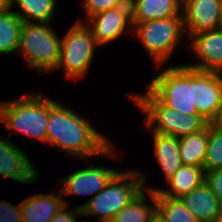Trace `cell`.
<instances>
[{
  "mask_svg": "<svg viewBox=\"0 0 222 222\" xmlns=\"http://www.w3.org/2000/svg\"><path fill=\"white\" fill-rule=\"evenodd\" d=\"M59 193L34 194L21 202L22 222H50L67 200Z\"/></svg>",
  "mask_w": 222,
  "mask_h": 222,
  "instance_id": "9a60e30c",
  "label": "cell"
},
{
  "mask_svg": "<svg viewBox=\"0 0 222 222\" xmlns=\"http://www.w3.org/2000/svg\"><path fill=\"white\" fill-rule=\"evenodd\" d=\"M117 172L118 170L115 169L103 166L94 167L93 165L79 169L61 180L63 183V188L60 189L62 196L97 194L105 188Z\"/></svg>",
  "mask_w": 222,
  "mask_h": 222,
  "instance_id": "7c38bea8",
  "label": "cell"
},
{
  "mask_svg": "<svg viewBox=\"0 0 222 222\" xmlns=\"http://www.w3.org/2000/svg\"><path fill=\"white\" fill-rule=\"evenodd\" d=\"M61 42L62 38L48 23L23 22L17 52L31 68L47 74L58 66Z\"/></svg>",
  "mask_w": 222,
  "mask_h": 222,
  "instance_id": "277c9868",
  "label": "cell"
},
{
  "mask_svg": "<svg viewBox=\"0 0 222 222\" xmlns=\"http://www.w3.org/2000/svg\"><path fill=\"white\" fill-rule=\"evenodd\" d=\"M212 222H222V210Z\"/></svg>",
  "mask_w": 222,
  "mask_h": 222,
  "instance_id": "836d02e7",
  "label": "cell"
},
{
  "mask_svg": "<svg viewBox=\"0 0 222 222\" xmlns=\"http://www.w3.org/2000/svg\"><path fill=\"white\" fill-rule=\"evenodd\" d=\"M222 29V0H221V6H220V27Z\"/></svg>",
  "mask_w": 222,
  "mask_h": 222,
  "instance_id": "e575fe53",
  "label": "cell"
},
{
  "mask_svg": "<svg viewBox=\"0 0 222 222\" xmlns=\"http://www.w3.org/2000/svg\"><path fill=\"white\" fill-rule=\"evenodd\" d=\"M20 147L0 136V175L29 184L38 181L39 172Z\"/></svg>",
  "mask_w": 222,
  "mask_h": 222,
  "instance_id": "30bf717a",
  "label": "cell"
},
{
  "mask_svg": "<svg viewBox=\"0 0 222 222\" xmlns=\"http://www.w3.org/2000/svg\"><path fill=\"white\" fill-rule=\"evenodd\" d=\"M222 167V129L213 122L208 123V145L204 158L205 172Z\"/></svg>",
  "mask_w": 222,
  "mask_h": 222,
  "instance_id": "d4e9b609",
  "label": "cell"
},
{
  "mask_svg": "<svg viewBox=\"0 0 222 222\" xmlns=\"http://www.w3.org/2000/svg\"><path fill=\"white\" fill-rule=\"evenodd\" d=\"M0 222H22L21 203L18 206L0 200Z\"/></svg>",
  "mask_w": 222,
  "mask_h": 222,
  "instance_id": "83f0119b",
  "label": "cell"
},
{
  "mask_svg": "<svg viewBox=\"0 0 222 222\" xmlns=\"http://www.w3.org/2000/svg\"><path fill=\"white\" fill-rule=\"evenodd\" d=\"M180 199L199 222H212L222 210V202L205 181Z\"/></svg>",
  "mask_w": 222,
  "mask_h": 222,
  "instance_id": "2e32d148",
  "label": "cell"
},
{
  "mask_svg": "<svg viewBox=\"0 0 222 222\" xmlns=\"http://www.w3.org/2000/svg\"><path fill=\"white\" fill-rule=\"evenodd\" d=\"M205 181L203 168L191 165H183L166 181L169 187L165 190L148 187V190L158 191L161 195L170 198H181L188 194Z\"/></svg>",
  "mask_w": 222,
  "mask_h": 222,
  "instance_id": "ac0fdd59",
  "label": "cell"
},
{
  "mask_svg": "<svg viewBox=\"0 0 222 222\" xmlns=\"http://www.w3.org/2000/svg\"><path fill=\"white\" fill-rule=\"evenodd\" d=\"M132 30L140 40L147 53L158 65V69L164 62L170 59L175 47L181 43L184 35L183 16L154 19L139 24H133Z\"/></svg>",
  "mask_w": 222,
  "mask_h": 222,
  "instance_id": "5b68a950",
  "label": "cell"
},
{
  "mask_svg": "<svg viewBox=\"0 0 222 222\" xmlns=\"http://www.w3.org/2000/svg\"><path fill=\"white\" fill-rule=\"evenodd\" d=\"M193 38V39H192ZM188 47L199 58L198 64L187 65L191 68L222 73V29L198 33L190 37Z\"/></svg>",
  "mask_w": 222,
  "mask_h": 222,
  "instance_id": "5bb4252c",
  "label": "cell"
},
{
  "mask_svg": "<svg viewBox=\"0 0 222 222\" xmlns=\"http://www.w3.org/2000/svg\"><path fill=\"white\" fill-rule=\"evenodd\" d=\"M205 182L214 195L222 202V167L205 172Z\"/></svg>",
  "mask_w": 222,
  "mask_h": 222,
  "instance_id": "f1b7e54d",
  "label": "cell"
},
{
  "mask_svg": "<svg viewBox=\"0 0 222 222\" xmlns=\"http://www.w3.org/2000/svg\"><path fill=\"white\" fill-rule=\"evenodd\" d=\"M14 3L20 8L14 12L27 23H49L57 11L56 0H10V8Z\"/></svg>",
  "mask_w": 222,
  "mask_h": 222,
  "instance_id": "44dd1931",
  "label": "cell"
},
{
  "mask_svg": "<svg viewBox=\"0 0 222 222\" xmlns=\"http://www.w3.org/2000/svg\"><path fill=\"white\" fill-rule=\"evenodd\" d=\"M132 24L182 15V0H129Z\"/></svg>",
  "mask_w": 222,
  "mask_h": 222,
  "instance_id": "e0dca14e",
  "label": "cell"
},
{
  "mask_svg": "<svg viewBox=\"0 0 222 222\" xmlns=\"http://www.w3.org/2000/svg\"><path fill=\"white\" fill-rule=\"evenodd\" d=\"M152 138L154 144L153 154L164 173L165 181H167L182 166L179 153V138L157 133H153Z\"/></svg>",
  "mask_w": 222,
  "mask_h": 222,
  "instance_id": "d6986e66",
  "label": "cell"
},
{
  "mask_svg": "<svg viewBox=\"0 0 222 222\" xmlns=\"http://www.w3.org/2000/svg\"><path fill=\"white\" fill-rule=\"evenodd\" d=\"M144 189L128 205L122 208L111 222H147L156 210V191L146 190V187ZM145 191L149 193L151 201H153L152 205L147 203Z\"/></svg>",
  "mask_w": 222,
  "mask_h": 222,
  "instance_id": "603a6c76",
  "label": "cell"
},
{
  "mask_svg": "<svg viewBox=\"0 0 222 222\" xmlns=\"http://www.w3.org/2000/svg\"><path fill=\"white\" fill-rule=\"evenodd\" d=\"M46 95L32 93L0 103V122L10 133L20 132L46 142L49 108L55 103Z\"/></svg>",
  "mask_w": 222,
  "mask_h": 222,
  "instance_id": "7a4b0ae2",
  "label": "cell"
},
{
  "mask_svg": "<svg viewBox=\"0 0 222 222\" xmlns=\"http://www.w3.org/2000/svg\"><path fill=\"white\" fill-rule=\"evenodd\" d=\"M145 94L131 95L136 105L145 113L146 126L153 128L152 133L176 137L177 111L165 106L148 88Z\"/></svg>",
  "mask_w": 222,
  "mask_h": 222,
  "instance_id": "4fadbf2b",
  "label": "cell"
},
{
  "mask_svg": "<svg viewBox=\"0 0 222 222\" xmlns=\"http://www.w3.org/2000/svg\"><path fill=\"white\" fill-rule=\"evenodd\" d=\"M208 121H206L199 114H180L177 112L176 121V137L181 138L191 133L205 129L208 126Z\"/></svg>",
  "mask_w": 222,
  "mask_h": 222,
  "instance_id": "484cf974",
  "label": "cell"
},
{
  "mask_svg": "<svg viewBox=\"0 0 222 222\" xmlns=\"http://www.w3.org/2000/svg\"><path fill=\"white\" fill-rule=\"evenodd\" d=\"M147 222H165L164 217L160 214V212L156 209L152 215L150 216Z\"/></svg>",
  "mask_w": 222,
  "mask_h": 222,
  "instance_id": "4dcf8cb0",
  "label": "cell"
},
{
  "mask_svg": "<svg viewBox=\"0 0 222 222\" xmlns=\"http://www.w3.org/2000/svg\"><path fill=\"white\" fill-rule=\"evenodd\" d=\"M147 88L165 106L180 114H198L193 105V68L187 65L165 68Z\"/></svg>",
  "mask_w": 222,
  "mask_h": 222,
  "instance_id": "8992f818",
  "label": "cell"
},
{
  "mask_svg": "<svg viewBox=\"0 0 222 222\" xmlns=\"http://www.w3.org/2000/svg\"><path fill=\"white\" fill-rule=\"evenodd\" d=\"M146 180L145 175L135 170L118 171L103 190L79 205L82 216L99 215L101 222H111L145 188Z\"/></svg>",
  "mask_w": 222,
  "mask_h": 222,
  "instance_id": "3957f363",
  "label": "cell"
},
{
  "mask_svg": "<svg viewBox=\"0 0 222 222\" xmlns=\"http://www.w3.org/2000/svg\"><path fill=\"white\" fill-rule=\"evenodd\" d=\"M213 123L217 126L220 127L222 129V106L219 109L218 115L216 117V119L213 121Z\"/></svg>",
  "mask_w": 222,
  "mask_h": 222,
  "instance_id": "1f68e13d",
  "label": "cell"
},
{
  "mask_svg": "<svg viewBox=\"0 0 222 222\" xmlns=\"http://www.w3.org/2000/svg\"><path fill=\"white\" fill-rule=\"evenodd\" d=\"M61 38L60 60L56 69H64L67 79L78 80L87 73L94 51L100 45L93 37L91 29L81 19Z\"/></svg>",
  "mask_w": 222,
  "mask_h": 222,
  "instance_id": "52a82bcc",
  "label": "cell"
},
{
  "mask_svg": "<svg viewBox=\"0 0 222 222\" xmlns=\"http://www.w3.org/2000/svg\"><path fill=\"white\" fill-rule=\"evenodd\" d=\"M46 142L81 159L88 160L90 156L115 157L114 149L104 134L72 109L57 102L49 108Z\"/></svg>",
  "mask_w": 222,
  "mask_h": 222,
  "instance_id": "6da1fadb",
  "label": "cell"
},
{
  "mask_svg": "<svg viewBox=\"0 0 222 222\" xmlns=\"http://www.w3.org/2000/svg\"><path fill=\"white\" fill-rule=\"evenodd\" d=\"M193 105L209 123L216 119L222 106V73L193 68Z\"/></svg>",
  "mask_w": 222,
  "mask_h": 222,
  "instance_id": "ba28073f",
  "label": "cell"
},
{
  "mask_svg": "<svg viewBox=\"0 0 222 222\" xmlns=\"http://www.w3.org/2000/svg\"><path fill=\"white\" fill-rule=\"evenodd\" d=\"M22 25V19L10 7L0 10V54L17 52Z\"/></svg>",
  "mask_w": 222,
  "mask_h": 222,
  "instance_id": "7402d4cb",
  "label": "cell"
},
{
  "mask_svg": "<svg viewBox=\"0 0 222 222\" xmlns=\"http://www.w3.org/2000/svg\"><path fill=\"white\" fill-rule=\"evenodd\" d=\"M208 145V126L179 138V153L183 165L203 168Z\"/></svg>",
  "mask_w": 222,
  "mask_h": 222,
  "instance_id": "ffe728a7",
  "label": "cell"
},
{
  "mask_svg": "<svg viewBox=\"0 0 222 222\" xmlns=\"http://www.w3.org/2000/svg\"><path fill=\"white\" fill-rule=\"evenodd\" d=\"M87 20L84 22L91 29L96 42L100 46L110 44L124 33L128 25L133 27L130 2L128 0L123 6L108 9Z\"/></svg>",
  "mask_w": 222,
  "mask_h": 222,
  "instance_id": "9c48e42d",
  "label": "cell"
},
{
  "mask_svg": "<svg viewBox=\"0 0 222 222\" xmlns=\"http://www.w3.org/2000/svg\"><path fill=\"white\" fill-rule=\"evenodd\" d=\"M156 209L164 217L165 222H199L180 198L163 196L157 190Z\"/></svg>",
  "mask_w": 222,
  "mask_h": 222,
  "instance_id": "cb8c5ba5",
  "label": "cell"
},
{
  "mask_svg": "<svg viewBox=\"0 0 222 222\" xmlns=\"http://www.w3.org/2000/svg\"><path fill=\"white\" fill-rule=\"evenodd\" d=\"M10 7V0H0V10Z\"/></svg>",
  "mask_w": 222,
  "mask_h": 222,
  "instance_id": "d6a6232c",
  "label": "cell"
},
{
  "mask_svg": "<svg viewBox=\"0 0 222 222\" xmlns=\"http://www.w3.org/2000/svg\"><path fill=\"white\" fill-rule=\"evenodd\" d=\"M68 205H64L50 220V222H77L76 218L82 216V209L79 206L67 210Z\"/></svg>",
  "mask_w": 222,
  "mask_h": 222,
  "instance_id": "f546056e",
  "label": "cell"
},
{
  "mask_svg": "<svg viewBox=\"0 0 222 222\" xmlns=\"http://www.w3.org/2000/svg\"><path fill=\"white\" fill-rule=\"evenodd\" d=\"M221 0H183L182 16L184 32L188 36L220 27Z\"/></svg>",
  "mask_w": 222,
  "mask_h": 222,
  "instance_id": "8fae6325",
  "label": "cell"
},
{
  "mask_svg": "<svg viewBox=\"0 0 222 222\" xmlns=\"http://www.w3.org/2000/svg\"><path fill=\"white\" fill-rule=\"evenodd\" d=\"M128 0H84L83 6L88 19L108 9L123 6Z\"/></svg>",
  "mask_w": 222,
  "mask_h": 222,
  "instance_id": "4316f807",
  "label": "cell"
}]
</instances>
